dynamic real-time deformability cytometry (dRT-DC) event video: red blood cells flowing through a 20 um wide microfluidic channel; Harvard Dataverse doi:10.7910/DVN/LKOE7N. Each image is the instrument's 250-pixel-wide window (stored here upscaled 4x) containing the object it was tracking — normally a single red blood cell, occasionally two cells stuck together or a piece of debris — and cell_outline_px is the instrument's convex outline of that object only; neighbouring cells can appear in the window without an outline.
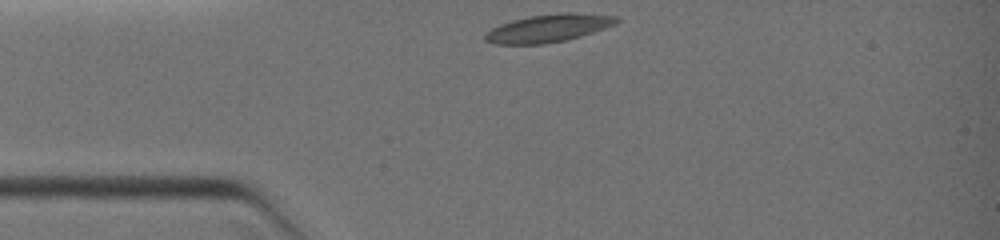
{"species": "common noctule bat (a hibernating species)", "species_latin": "Nyctalus noctula", "temperature_condition": "warm", "stored_images_in_passage": 7, "camera_frame_rate_fps": 3000, "um_per_image_px": 0.085, "animal": {"sex": "female", "body_mass_g": 19.0, "forearm_length_mm": 51.5}, "frame": {"image": 1, "passage_image": 1, "time_ms": 0.0, "image_size_px": [1000, 240], "cell_outline_px": [[620, 20], [616, 24], [580, 36], [564, 40], [544, 44], [496, 44], [484, 40], [484, 32], [500, 24], [512, 20], [532, 16], [564, 12], [568, 12], [616, 16]], "centroid_in_image_um": [46.58, 2.4], "position_along_channel_um": 38.4, "area_um2": 21.1}}
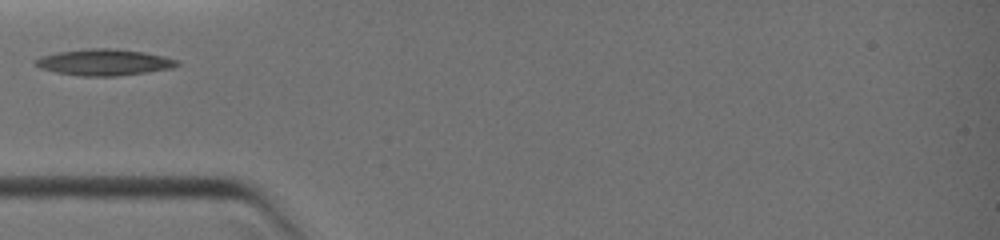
{"frame": {"image": 2, "passage_image": 3, "time_ms": 1.333, "image_size_px": [1000, 240], "cell_outline_px": [[180, 64], [172, 68], [148, 72], [116, 76], [80, 76], [56, 72], [40, 68], [36, 64], [36, 60], [44, 56], [56, 52], [92, 48], [116, 48], [144, 52], [180, 60]], "centroid_in_image_um": [8.91, 5.29], "position_along_channel_um": 76.1, "area_um2": 21.62}}
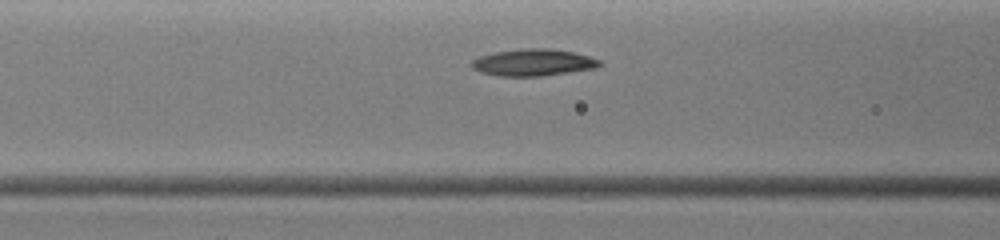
{"frame": {"image": 3, "passage_image": 5, "time_ms": 2.333, "image_size_px": [1000, 240], "cell_outline_px": [[604, 64], [596, 68], [544, 76], [496, 76], [480, 72], [472, 68], [468, 64], [472, 60], [480, 56], [496, 52], [520, 48], [548, 48], [572, 52], [588, 56], [600, 60]], "centroid_in_image_um": [45.3, 5.32], "position_along_channel_um": 121.3, "area_um2": 20.23}}